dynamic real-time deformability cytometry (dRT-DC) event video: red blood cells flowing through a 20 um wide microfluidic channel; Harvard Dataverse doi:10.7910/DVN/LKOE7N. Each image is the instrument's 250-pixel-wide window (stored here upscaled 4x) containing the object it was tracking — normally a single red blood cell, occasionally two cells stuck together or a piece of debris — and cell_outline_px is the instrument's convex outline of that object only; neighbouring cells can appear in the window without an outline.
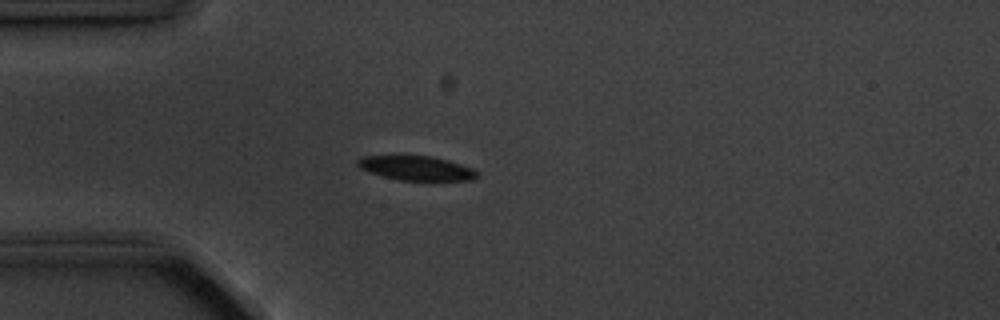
{"species": "common noctule bat (a hibernating species)", "species_latin": "Nyctalus noctula", "temperature_condition": "cold", "stored_images_in_passage": 5, "camera_frame_rate_fps": 3000, "um_per_image_px": 0.085, "animal": {"sex": "male", "body_mass_g": 20.1, "forearm_length_mm": 53.5}, "frame": {"image": 1, "passage_image": 4, "time_ms": 3.667, "image_size_px": [1000, 320], "cell_outline_px": [[480, 176], [472, 180], [432, 184], [428, 184], [400, 180], [368, 172], [360, 168], [356, 164], [356, 160], [364, 156], [432, 156], [448, 160], [472, 168], [480, 172]], "centroid_in_image_um": [35.51, 14.36], "position_along_channel_um": 49.5, "area_um2": 18.03}}